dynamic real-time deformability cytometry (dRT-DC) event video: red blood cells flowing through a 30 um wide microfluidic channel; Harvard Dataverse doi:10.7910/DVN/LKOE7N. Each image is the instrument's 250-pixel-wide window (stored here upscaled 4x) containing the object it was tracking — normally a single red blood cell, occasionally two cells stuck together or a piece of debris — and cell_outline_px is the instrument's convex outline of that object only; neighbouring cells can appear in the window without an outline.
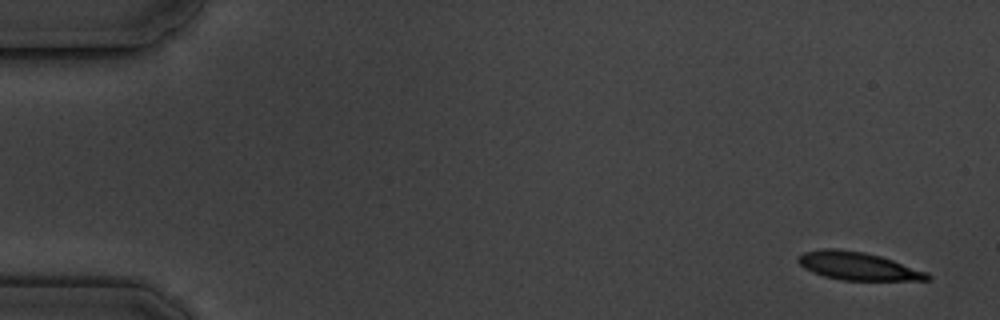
{"species": "common noctule bat (a hibernating species)", "species_latin": "Nyctalus noctula", "temperature_condition": "cold", "stored_images_in_passage": 11, "camera_frame_rate_fps": 3000, "um_per_image_px": 0.085, "animal": {"sex": "male", "body_mass_g": 19.5, "forearm_length_mm": 54.6}, "frame": {"image": 1, "passage_image": 1, "time_ms": 0.0, "image_size_px": [1000, 320], "cell_outline_px": [[932, 276], [928, 280], [844, 280], [824, 276], [812, 272], [804, 268], [796, 260], [796, 256], [804, 252], [824, 248], [836, 248], [864, 252], [880, 256], [928, 272]], "centroid_in_image_um": [72.89, 22.61], "position_along_channel_um": 12.1, "area_um2": 21.04}}
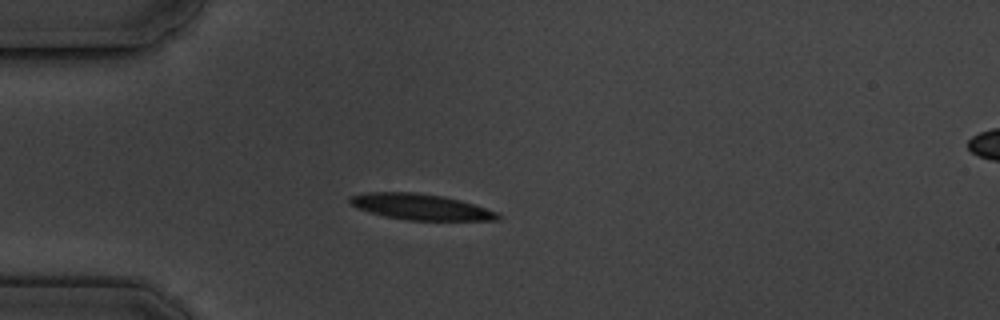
{"frame": {"image": 2, "passage_image": 4, "time_ms": 4.333, "image_size_px": [1000, 320], "cell_outline_px": [[500, 220], [408, 220], [384, 216], [368, 212], [356, 208], [348, 204], [348, 200], [352, 196], [368, 192], [416, 192], [444, 196], [460, 200], [496, 212], [500, 216]], "centroid_in_image_um": [35.69, 17.58], "position_along_channel_um": 49.3, "area_um2": 22.25}}